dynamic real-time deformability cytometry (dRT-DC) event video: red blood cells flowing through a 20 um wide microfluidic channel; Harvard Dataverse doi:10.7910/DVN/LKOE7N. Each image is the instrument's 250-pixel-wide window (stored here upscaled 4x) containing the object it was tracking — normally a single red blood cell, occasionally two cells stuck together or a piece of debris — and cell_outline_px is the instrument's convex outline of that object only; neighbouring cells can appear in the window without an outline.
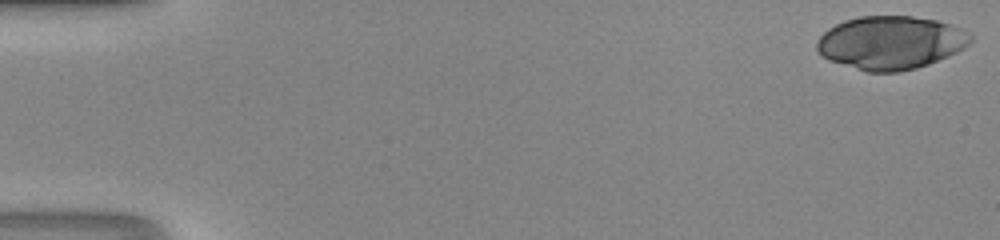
{"species": "human", "species_latin": "Homo sapiens", "temperature_condition": "room temperature", "stored_images_in_passage": 47, "camera_frame_rate_fps": 3000, "um_per_image_px": 0.085, "donor": {"sex": "male"}, "frame": {"image": 1, "passage_image": 1, "time_ms": 0.0, "image_size_px": [1000, 240], "cell_outline_px": [[972, 40], [964, 48], [956, 52], [928, 64], [916, 68], [900, 72], [868, 72], [828, 60], [816, 48], [816, 44], [820, 36], [828, 28], [844, 20], [860, 16], [912, 16], [936, 20], [960, 28], [972, 36]], "centroid_in_image_um": [75.69, 3.62], "position_along_channel_um": 9.3, "area_um2": 47.45}}
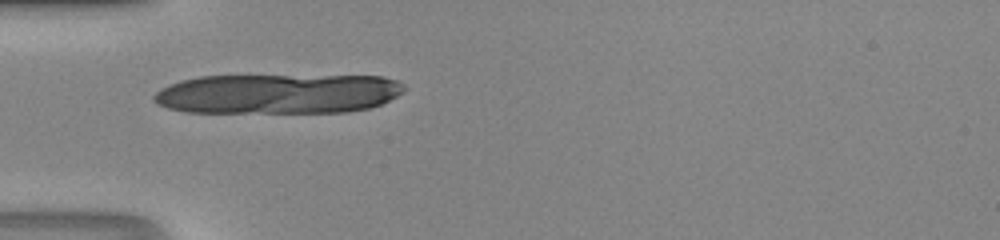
{"frame": {"image": 2, "passage_image": 16, "time_ms": 5.0, "image_size_px": [1000, 240], "cell_outline_px": [[404, 92], [380, 104], [368, 108], [348, 112], [184, 112], [168, 108], [152, 100], [152, 96], [160, 88], [180, 80], [200, 76], [384, 76], [396, 80], [404, 84]], "centroid_in_image_um": [23.61, 7.97], "position_along_channel_um": 61.4, "area_um2": 58.26}}